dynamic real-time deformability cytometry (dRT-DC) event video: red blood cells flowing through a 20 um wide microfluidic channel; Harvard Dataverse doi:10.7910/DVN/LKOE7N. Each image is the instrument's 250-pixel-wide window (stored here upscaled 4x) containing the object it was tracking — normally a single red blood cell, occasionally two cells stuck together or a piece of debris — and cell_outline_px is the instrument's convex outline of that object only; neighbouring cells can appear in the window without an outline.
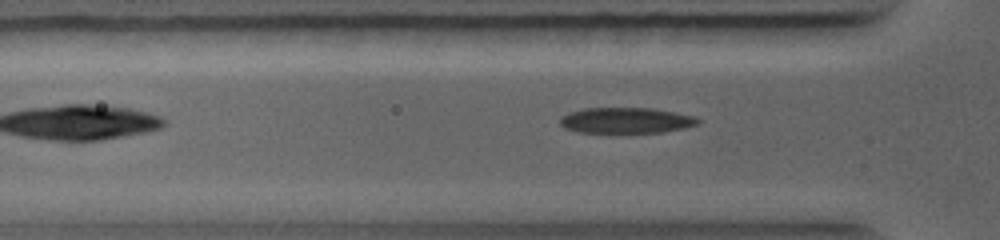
{"species": "common noctule bat (a hibernating species)", "species_latin": "Nyctalus noctula", "temperature_condition": "warm", "stored_images_in_passage": 23, "camera_frame_rate_fps": 5000, "um_per_image_px": 0.085, "animal": {"sex": "female", "body_mass_g": 19.0, "forearm_length_mm": 56.7}, "frame": {"image": 1, "passage_image": 9, "time_ms": 1.8, "image_size_px": [1000, 240], "cell_outline_px": [[700, 124], [684, 128], [664, 132], [580, 132], [564, 128], [560, 124], [560, 116], [568, 112], [584, 108], [652, 108], [676, 112], [696, 116], [700, 120]], "centroid_in_image_um": [53.23, 10.22], "position_along_channel_um": 72.6, "area_um2": 20.81}}
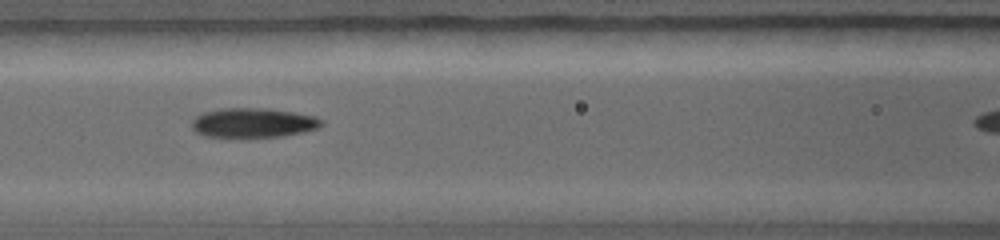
{"frame": {"image": 2, "passage_image": 15, "time_ms": 3.2, "image_size_px": [1000, 240], "cell_outline_px": [[324, 124], [316, 128], [304, 132], [284, 136], [204, 136], [196, 132], [192, 128], [192, 120], [196, 116], [204, 112], [220, 108], [268, 108], [316, 116], [324, 120]], "centroid_in_image_um": [21.54, 10.42], "position_along_channel_um": 145.1, "area_um2": 22.2}}
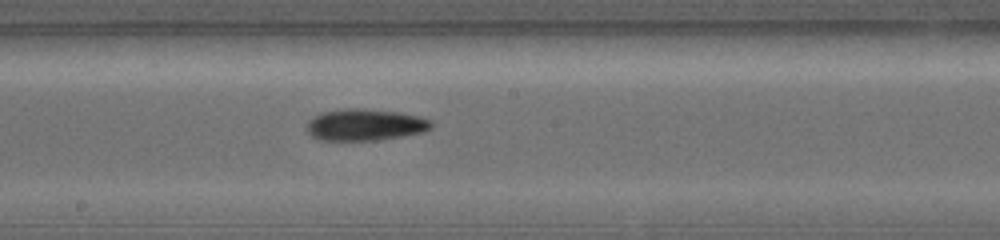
{"frame": {"image": 3, "passage_image": 22, "time_ms": 4.6, "image_size_px": [1000, 240], "cell_outline_px": [[432, 128], [424, 132], [376, 140], [320, 140], [312, 136], [308, 132], [308, 120], [312, 116], [320, 112], [344, 108], [364, 108], [400, 112], [420, 116], [432, 120]], "centroid_in_image_um": [31.04, 10.58], "position_along_channel_um": 217.2, "area_um2": 23.18}}